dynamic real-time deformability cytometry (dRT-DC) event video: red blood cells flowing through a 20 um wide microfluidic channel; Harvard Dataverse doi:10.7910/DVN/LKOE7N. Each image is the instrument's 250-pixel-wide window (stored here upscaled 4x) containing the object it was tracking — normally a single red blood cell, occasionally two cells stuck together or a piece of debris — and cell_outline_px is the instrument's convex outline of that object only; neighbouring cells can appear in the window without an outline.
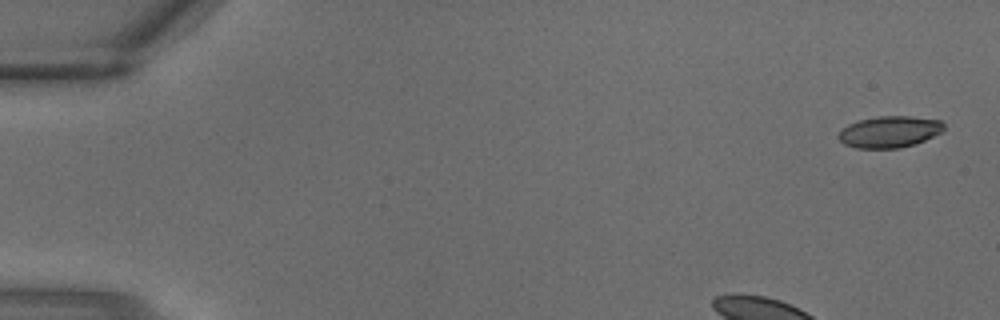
{"species": "common noctule bat (a hibernating species)", "species_latin": "Nyctalus noctula", "temperature_condition": "warm", "stored_images_in_passage": 3, "camera_frame_rate_fps": 3000, "um_per_image_px": 0.085, "animal": {"sex": "male", "body_mass_g": 18.8}, "frame": {"image": 1, "passage_image": 1, "time_ms": 0.0, "image_size_px": [1000, 320], "cell_outline_px": [[944, 128], [940, 132], [916, 144], [900, 148], [856, 148], [844, 144], [836, 136], [848, 124], [860, 120], [880, 116], [912, 116], [940, 120], [944, 124]], "centroid_in_image_um": [75.6, 11.2], "position_along_channel_um": 9.4, "area_um2": 19.25}}